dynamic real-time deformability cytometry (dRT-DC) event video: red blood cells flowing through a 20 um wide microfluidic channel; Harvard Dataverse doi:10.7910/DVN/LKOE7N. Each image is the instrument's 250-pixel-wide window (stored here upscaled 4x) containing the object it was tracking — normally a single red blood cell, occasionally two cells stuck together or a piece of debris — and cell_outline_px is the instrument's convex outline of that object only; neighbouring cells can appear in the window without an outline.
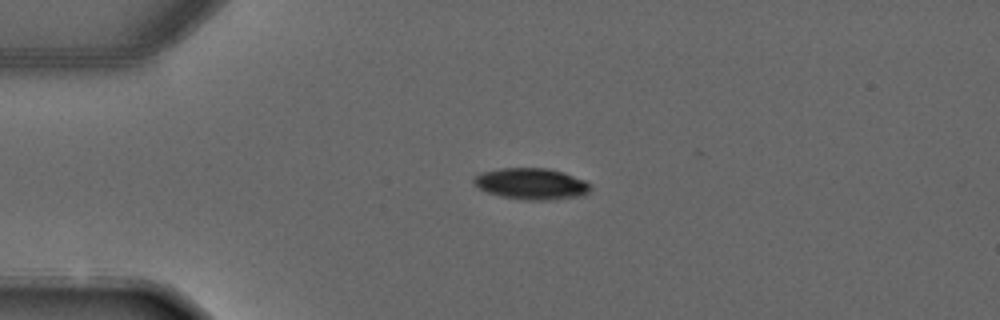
{"species": "common noctule bat (a hibernating species)", "species_latin": "Nyctalus noctula", "temperature_condition": "warm", "stored_images_in_passage": 3, "camera_frame_rate_fps": 3000, "um_per_image_px": 0.085, "animal": {"sex": "male", "forearm_length_mm": 52.5}, "frame": {"image": 1, "passage_image": 2, "time_ms": 1.0, "image_size_px": [1000, 320], "cell_outline_px": [[592, 188], [584, 196], [556, 200], [524, 200], [500, 196], [488, 192], [472, 184], [472, 180], [480, 172], [500, 168], [548, 168], [564, 172], [584, 180]], "centroid_in_image_um": [45.18, 15.63], "position_along_channel_um": 39.8, "area_um2": 21.56}}
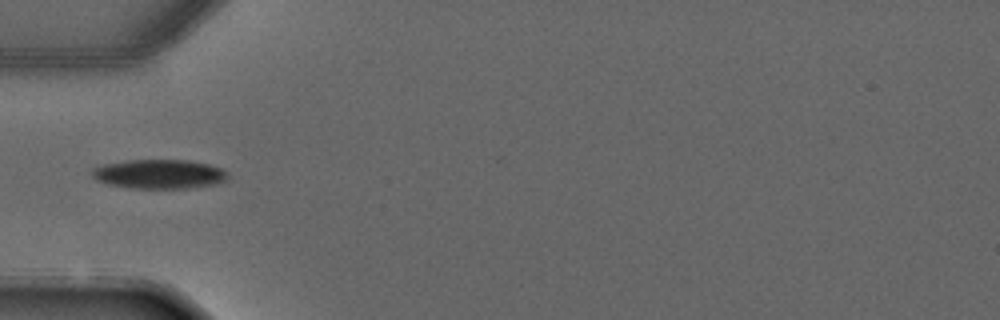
{"frame": {"image": 2, "passage_image": 3, "time_ms": 2.333, "image_size_px": [1000, 320], "cell_outline_px": [[228, 176], [224, 180], [216, 184], [188, 188], [132, 188], [108, 184], [96, 180], [92, 176], [92, 168], [104, 164], [128, 160], [188, 160], [208, 164], [224, 168], [228, 172]], "centroid_in_image_um": [13.54, 14.79], "position_along_channel_um": 71.5, "area_um2": 23.18}}